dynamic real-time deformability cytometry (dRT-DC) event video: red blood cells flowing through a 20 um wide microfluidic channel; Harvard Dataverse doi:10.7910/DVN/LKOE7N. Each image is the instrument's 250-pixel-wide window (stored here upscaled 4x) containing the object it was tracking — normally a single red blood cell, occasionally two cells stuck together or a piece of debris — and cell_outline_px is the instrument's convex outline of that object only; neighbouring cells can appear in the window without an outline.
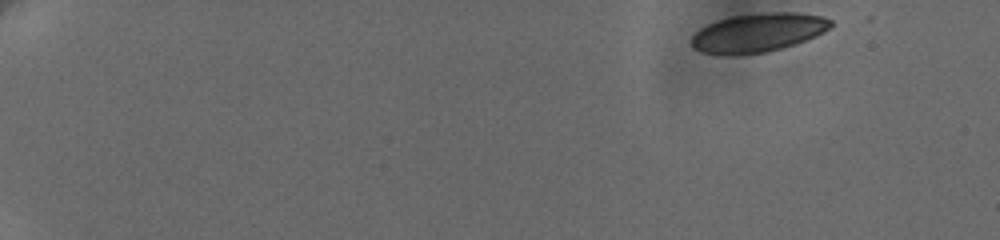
{"species": "human", "species_latin": "Homo sapiens", "temperature_condition": "cold", "stored_images_in_passage": 7, "camera_frame_rate_fps": 3000, "um_per_image_px": 0.085, "donor": {"sex": "female"}, "frame": {"image": 1, "passage_image": 1, "time_ms": 0.0, "image_size_px": [1000, 240], "cell_outline_px": [[832, 24], [824, 32], [804, 40], [780, 48], [764, 52], [700, 52], [692, 44], [692, 36], [700, 28], [708, 24], [720, 20], [736, 16], [772, 12], [792, 12], [820, 16], [832, 20]], "centroid_in_image_um": [64.48, 2.73], "position_along_channel_um": 20.5, "area_um2": 29.94}}
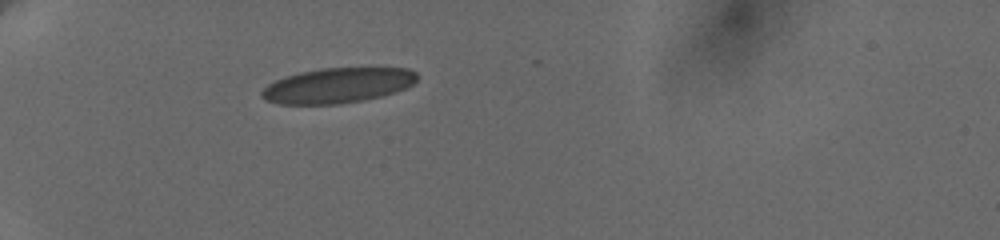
{"frame": {"image": 2, "passage_image": 5, "time_ms": 4.667, "image_size_px": [1000, 240], "cell_outline_px": [[416, 80], [412, 84], [396, 92], [364, 100], [340, 104], [280, 104], [264, 100], [260, 96], [260, 92], [268, 84], [284, 76], [300, 72], [320, 68], [408, 68], [416, 72]], "centroid_in_image_um": [28.66, 7.26], "position_along_channel_um": 56.3, "area_um2": 31.85}}
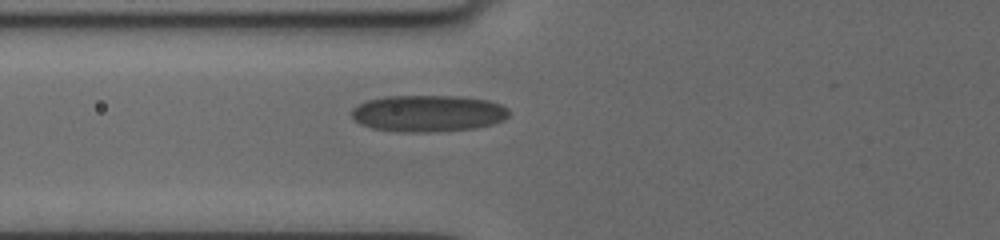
{"frame": {"image": 3, "passage_image": 7, "time_ms": 6.333, "image_size_px": [1000, 240], "cell_outline_px": [[508, 116], [504, 120], [492, 124], [476, 128], [428, 132], [400, 132], [372, 128], [360, 124], [352, 116], [352, 108], [368, 100], [384, 96], [460, 96], [488, 100], [500, 104], [508, 108]], "centroid_in_image_um": [36.4, 9.64], "position_along_channel_um": 89.4, "area_um2": 33.64}}